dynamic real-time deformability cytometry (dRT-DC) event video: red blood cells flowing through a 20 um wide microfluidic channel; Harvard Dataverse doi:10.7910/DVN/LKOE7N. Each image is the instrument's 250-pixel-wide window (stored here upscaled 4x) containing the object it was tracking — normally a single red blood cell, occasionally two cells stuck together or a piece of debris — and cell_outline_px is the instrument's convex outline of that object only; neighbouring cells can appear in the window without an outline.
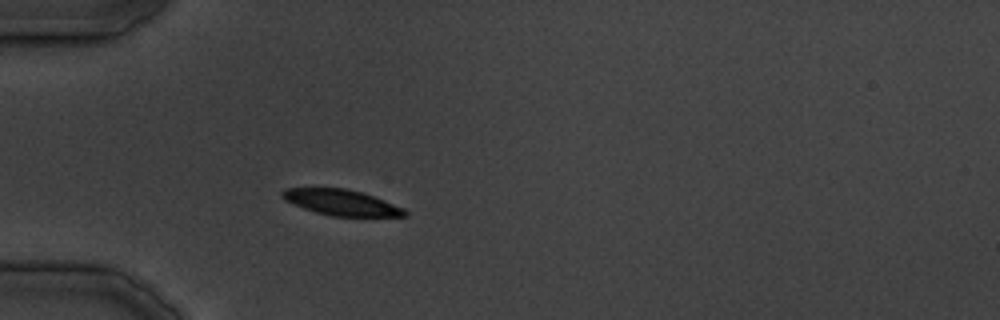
{"species": "common noctule bat (a hibernating species)", "species_latin": "Nyctalus noctula", "temperature_condition": "cold", "stored_images_in_passage": 9, "camera_frame_rate_fps": 3000, "um_per_image_px": 0.085, "animal": {"sex": "male", "body_mass_g": 19.5, "forearm_length_mm": 54.6}, "frame": {"image": 1, "passage_image": 6, "time_ms": 5.667, "image_size_px": [1000, 320], "cell_outline_px": [[408, 216], [332, 216], [316, 212], [304, 208], [284, 200], [280, 196], [280, 192], [284, 188], [344, 188], [360, 192], [372, 196], [404, 208], [408, 212]], "centroid_in_image_um": [28.98, 17.21], "position_along_channel_um": 56.0, "area_um2": 18.21}}